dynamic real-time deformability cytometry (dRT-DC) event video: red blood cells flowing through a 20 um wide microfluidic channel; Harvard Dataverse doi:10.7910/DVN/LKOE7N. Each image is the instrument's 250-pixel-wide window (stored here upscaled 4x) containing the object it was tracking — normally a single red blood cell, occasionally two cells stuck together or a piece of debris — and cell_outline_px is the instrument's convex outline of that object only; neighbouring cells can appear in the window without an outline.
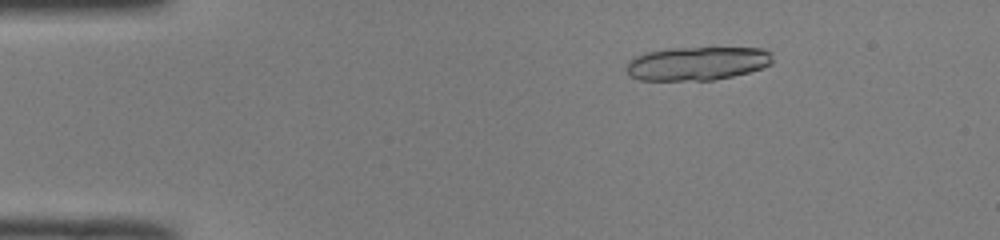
{"species": "common noctule bat (a hibernating species)", "species_latin": "Nyctalus noctula", "temperature_condition": "room temperature", "stored_images_in_passage": 49, "segment_of_instrument_passage": [1, 2], "camera_frame_rate_fps": 3000, "um_per_image_px": 0.085, "animal": {"sex": "male", "body_mass_g": 19.0, "forearm_length_mm": 50.8}, "frame": {"image": 1, "passage_image": 8, "time_ms": 2.333, "image_size_px": [1000, 240], "cell_outline_px": [[772, 64], [748, 72], [732, 76], [712, 80], [640, 80], [632, 76], [624, 68], [628, 60], [644, 52], [668, 48], [764, 48], [772, 52]], "centroid_in_image_um": [59.24, 5.38], "position_along_channel_um": 25.8, "area_um2": 28.73}}